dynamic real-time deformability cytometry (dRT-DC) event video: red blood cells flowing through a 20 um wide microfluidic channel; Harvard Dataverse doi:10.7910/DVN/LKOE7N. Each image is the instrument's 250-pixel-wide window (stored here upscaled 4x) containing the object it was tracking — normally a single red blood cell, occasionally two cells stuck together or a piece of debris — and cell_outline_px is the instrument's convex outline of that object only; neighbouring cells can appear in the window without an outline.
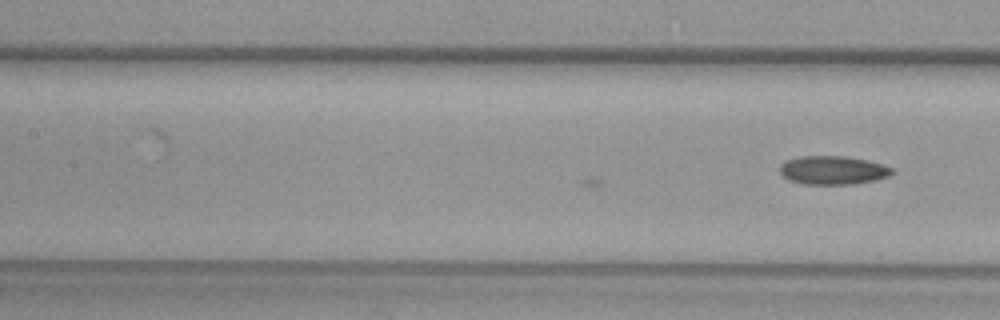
{"species": "common noctule bat (a hibernating species)", "species_latin": "Nyctalus noctula", "temperature_condition": "warm", "stored_images_in_passage": 21, "camera_frame_rate_fps": 3000, "um_per_image_px": 0.085, "animal": {"sex": "female", "body_mass_g": 29.2, "forearm_length_mm": 56.3}, "frame": {"image": 1, "passage_image": 21, "time_ms": 6.667, "image_size_px": [1000, 320], "cell_outline_px": [[892, 172], [888, 176], [876, 180], [856, 184], [804, 184], [788, 180], [780, 172], [780, 164], [788, 160], [800, 156], [844, 156], [868, 160], [884, 164], [892, 168]], "centroid_in_image_um": [70.8, 14.47], "position_along_channel_um": 136.6, "area_um2": 18.73}}